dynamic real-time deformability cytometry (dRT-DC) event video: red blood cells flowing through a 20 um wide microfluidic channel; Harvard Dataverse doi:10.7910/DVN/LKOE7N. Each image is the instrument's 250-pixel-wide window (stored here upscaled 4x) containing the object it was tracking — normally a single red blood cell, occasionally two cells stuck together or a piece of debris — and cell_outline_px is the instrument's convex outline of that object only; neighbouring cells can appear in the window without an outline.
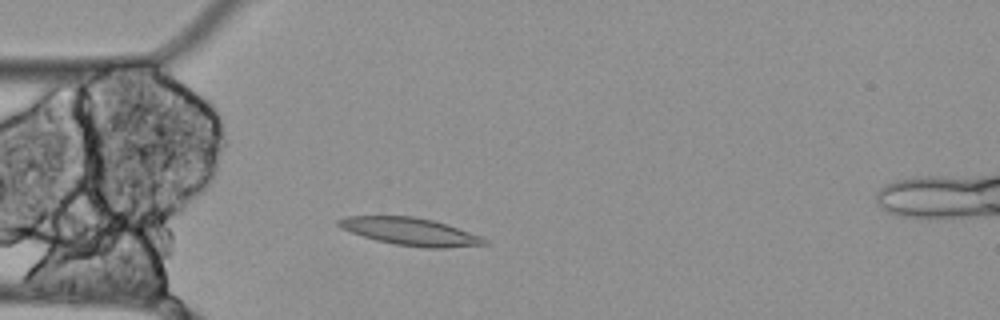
{"species": "Egyptian fruit bat (a non-hibernating species)", "species_latin": "Rousettus aegyptiacus", "temperature_condition": "cold", "stored_images_in_passage": 45, "camera_frame_rate_fps": 3000, "um_per_image_px": 0.085, "animal": {"sex": "female"}, "frame": {"image": 1, "passage_image": 4, "time_ms": 1.0, "image_size_px": [1000, 320], "cell_outline_px": [[488, 244], [448, 248], [424, 248], [396, 244], [376, 240], [340, 228], [336, 224], [336, 220], [348, 216], [412, 216], [432, 220], [480, 236], [488, 240]], "centroid_in_image_um": [34.85, 19.69], "position_along_channel_um": 50.1, "area_um2": 23.12}}
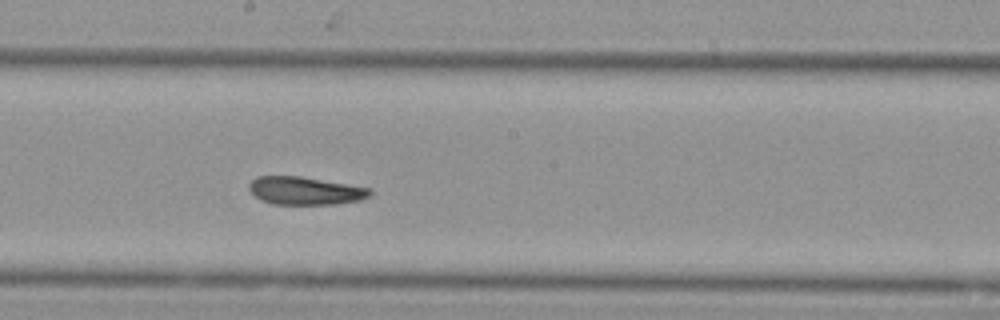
{"frame": {"image": 2, "passage_image": 19, "time_ms": 6.0, "image_size_px": [1000, 320], "cell_outline_px": [[372, 196], [360, 200], [332, 204], [272, 204], [260, 200], [248, 188], [248, 184], [256, 176], [300, 176], [372, 188]], "centroid_in_image_um": [25.95, 16.21], "position_along_channel_um": 222.3, "area_um2": 19.77}}
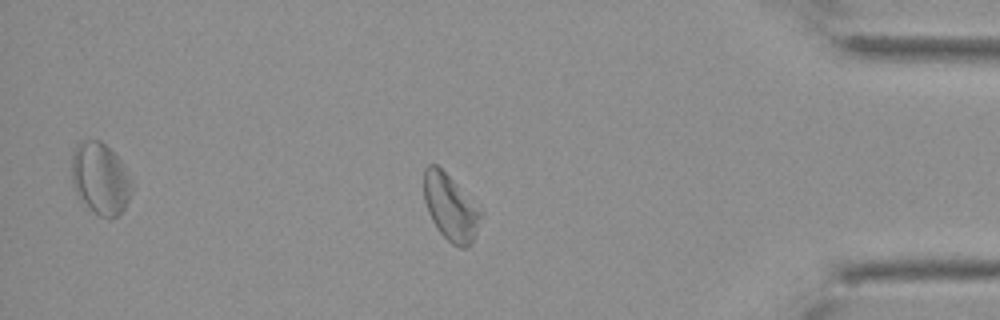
{"frame": {"image": 3, "passage_image": 37, "time_ms": 12.0, "image_size_px": [1000, 320], "cell_outline_px": [[484, 212], [472, 244], [468, 248], [460, 248], [452, 244], [436, 228], [428, 212], [424, 200], [424, 168], [428, 164], [436, 164]], "centroid_in_image_um": [38.3, 17.67], "position_along_channel_um": 396.9, "area_um2": 21.91}, "authors_computed_cell_mechanics": {"area_um2": 21.4438, "velocity_mm_per_s": 3.4523, "shape_relaxation_time_tau1_ms": null, "shape_relaxation_time_tau2_ms": 4.2486, "deformation_change_tau1": null, "deformation_change_tau2": 0.1135}}